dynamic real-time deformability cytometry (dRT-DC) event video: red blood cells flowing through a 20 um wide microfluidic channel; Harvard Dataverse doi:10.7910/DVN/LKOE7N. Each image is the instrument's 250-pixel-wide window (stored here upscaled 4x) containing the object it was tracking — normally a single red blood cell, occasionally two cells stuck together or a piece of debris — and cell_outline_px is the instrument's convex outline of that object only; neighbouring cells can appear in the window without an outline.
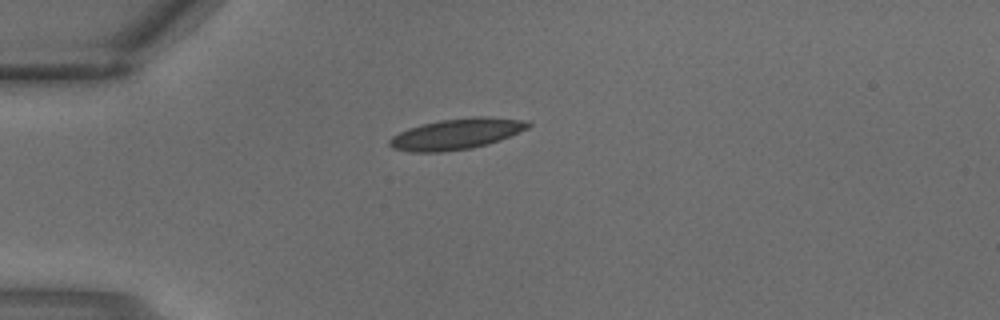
{"species": "common noctule bat (a hibernating species)", "species_latin": "Nyctalus noctula", "temperature_condition": "warm", "stored_images_in_passage": 3, "camera_frame_rate_fps": 3000, "um_per_image_px": 0.085, "animal": {"sex": "male", "body_mass_g": 18.8}, "frame": {"image": 1, "passage_image": 3, "time_ms": 0.667, "image_size_px": [1000, 320], "cell_outline_px": [[532, 124], [528, 128], [500, 140], [488, 144], [472, 148], [440, 152], [408, 152], [392, 148], [388, 144], [388, 140], [392, 136], [408, 128], [420, 124], [440, 120], [472, 116], [488, 116], [520, 120]], "centroid_in_image_um": [38.75, 11.39], "position_along_channel_um": 46.2, "area_um2": 24.97}}